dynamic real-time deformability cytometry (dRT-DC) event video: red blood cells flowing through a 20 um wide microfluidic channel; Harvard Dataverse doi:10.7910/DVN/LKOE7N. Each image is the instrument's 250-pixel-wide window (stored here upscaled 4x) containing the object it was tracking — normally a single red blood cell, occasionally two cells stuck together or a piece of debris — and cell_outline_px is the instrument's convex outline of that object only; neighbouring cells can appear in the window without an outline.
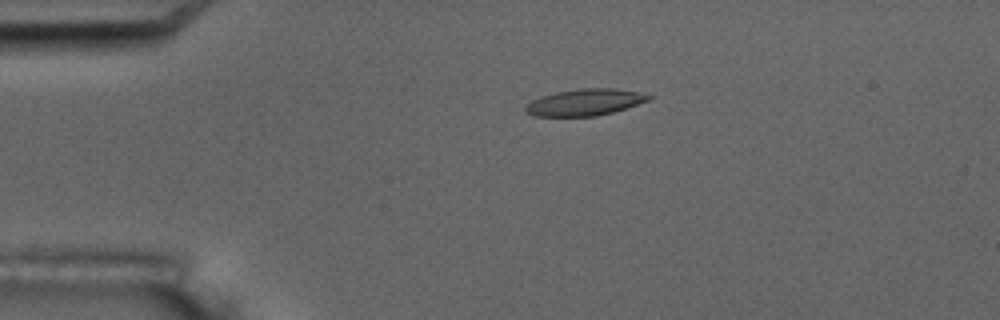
{"species": "common noctule bat (a hibernating species)", "species_latin": "Nyctalus noctula", "temperature_condition": "room temperature", "stored_images_in_passage": 10, "camera_frame_rate_fps": 3000, "um_per_image_px": 0.085, "animal": {"sex": "male", "body_mass_g": 17.5, "forearm_length_mm": 52.3}, "frame": {"image": 1, "passage_image": 4, "time_ms": 3.667, "image_size_px": [1000, 320], "cell_outline_px": [[652, 96], [648, 100], [612, 112], [596, 116], [536, 116], [524, 112], [524, 108], [532, 100], [540, 96], [556, 92], [580, 88], [616, 88], [636, 92]], "centroid_in_image_um": [49.65, 8.69], "position_along_channel_um": 35.4, "area_um2": 18.84}}
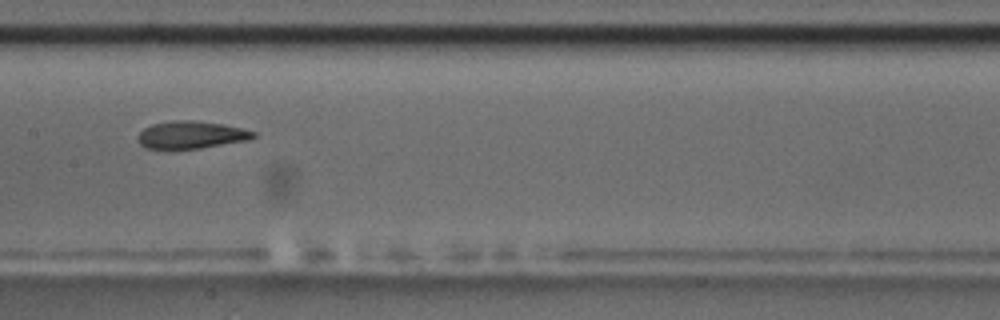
{"frame": {"image": 2, "passage_image": 9, "time_ms": 9.333, "image_size_px": [1000, 320], "cell_outline_px": [[256, 136], [248, 140], [200, 148], [144, 148], [136, 140], [136, 136], [144, 128], [152, 124], [172, 120], [196, 120], [224, 124], [244, 128], [256, 132]], "centroid_in_image_um": [16.24, 11.44], "position_along_channel_um": 191.2, "area_um2": 18.61}}